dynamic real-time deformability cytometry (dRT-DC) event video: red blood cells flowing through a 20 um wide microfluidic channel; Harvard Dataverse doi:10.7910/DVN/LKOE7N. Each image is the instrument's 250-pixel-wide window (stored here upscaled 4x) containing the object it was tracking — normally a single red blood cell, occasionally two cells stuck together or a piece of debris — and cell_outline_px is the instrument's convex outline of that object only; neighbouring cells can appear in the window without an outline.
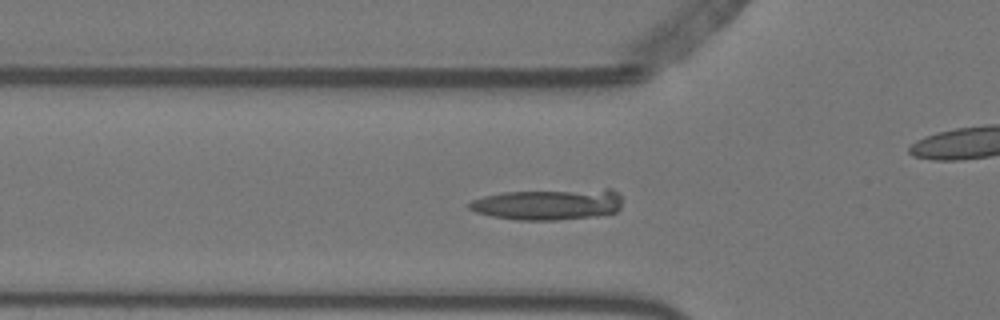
{"species": "Egyptian fruit bat (a non-hibernating species)", "species_latin": "Rousettus aegyptiacus", "temperature_condition": "warm", "stored_images_in_passage": 47, "camera_frame_rate_fps": 3000, "um_per_image_px": 0.085, "animal": {"sex": "female"}, "frame": {"image": 1, "passage_image": 12, "time_ms": 3.667, "image_size_px": [1000, 320], "cell_outline_px": [[620, 208], [616, 212], [596, 216], [556, 220], [520, 220], [492, 216], [476, 212], [468, 208], [464, 204], [472, 200], [484, 196], [500, 192], [604, 188], [612, 188], [620, 192]], "centroid_in_image_um": [46.61, 17.35], "position_along_channel_um": 79.2, "area_um2": 28.26}}
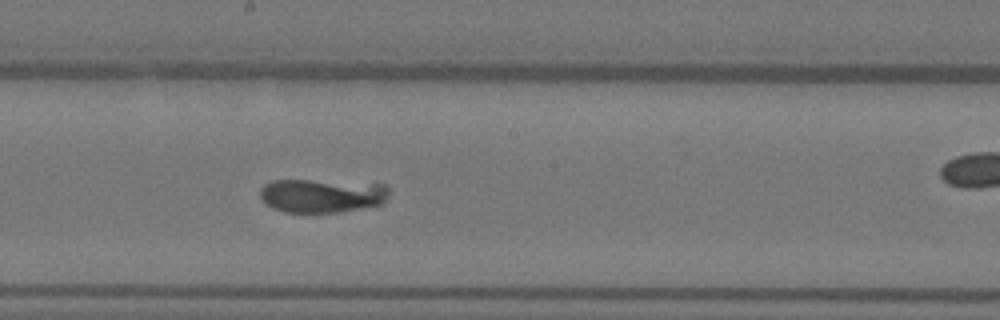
{"frame": {"image": 2, "passage_image": 24, "time_ms": 7.667, "image_size_px": [1000, 320], "cell_outline_px": [[388, 196], [384, 204], [336, 212], [284, 212], [268, 204], [260, 196], [260, 188], [264, 184], [272, 180], [308, 180], [384, 184], [388, 188]], "centroid_in_image_um": [27.38, 16.62], "position_along_channel_um": 220.8, "area_um2": 25.14}}
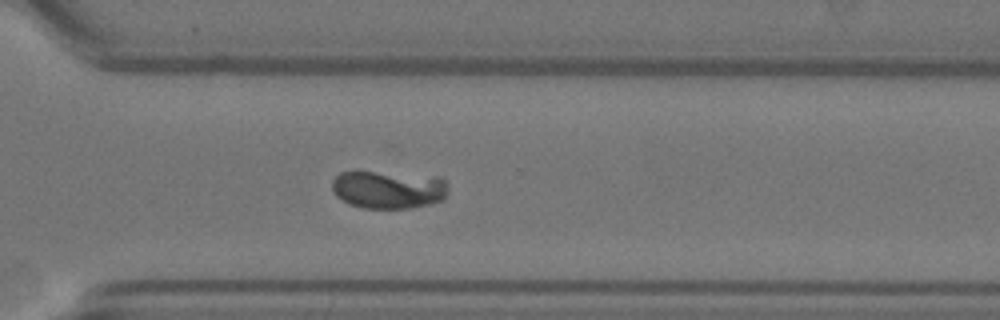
{"frame": {"image": 3, "passage_image": 34, "time_ms": 11.0, "image_size_px": [1000, 320], "cell_outline_px": [[448, 192], [440, 200], [428, 204], [408, 208], [364, 208], [352, 204], [336, 196], [332, 188], [332, 180], [340, 172], [376, 172], [440, 176], [448, 184]], "centroid_in_image_um": [33.04, 16.1], "position_along_channel_um": 337.6, "area_um2": 25.49}}